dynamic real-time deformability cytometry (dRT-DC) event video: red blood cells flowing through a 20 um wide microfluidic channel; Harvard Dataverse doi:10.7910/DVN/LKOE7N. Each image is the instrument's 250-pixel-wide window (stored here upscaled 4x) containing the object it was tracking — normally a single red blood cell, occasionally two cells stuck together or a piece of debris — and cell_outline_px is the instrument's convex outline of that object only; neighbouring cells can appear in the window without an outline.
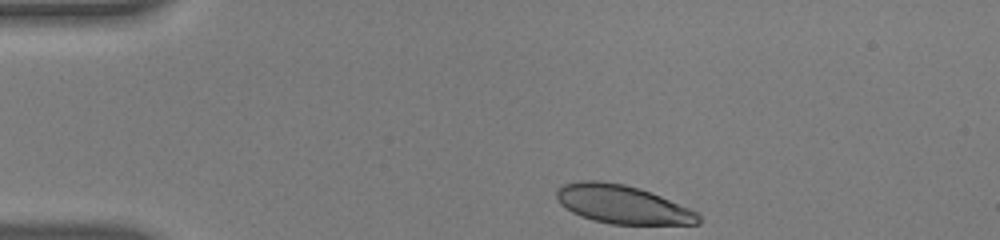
{"species": "human", "species_latin": "Homo sapiens", "temperature_condition": "warm", "stored_images_in_passage": 36, "camera_frame_rate_fps": 3000, "um_per_image_px": 0.085, "donor": {"sex": "male"}, "frame": {"image": 1, "passage_image": 1, "time_ms": 0.0, "image_size_px": [1000, 240], "cell_outline_px": [[700, 224], [612, 224], [592, 220], [580, 216], [572, 212], [560, 204], [556, 196], [556, 188], [564, 184], [580, 180], [596, 180], [624, 184], [640, 188], [660, 196], [688, 208], [696, 212], [700, 216]], "centroid_in_image_um": [52.86, 17.37], "position_along_channel_um": 32.1, "area_um2": 31.73}}
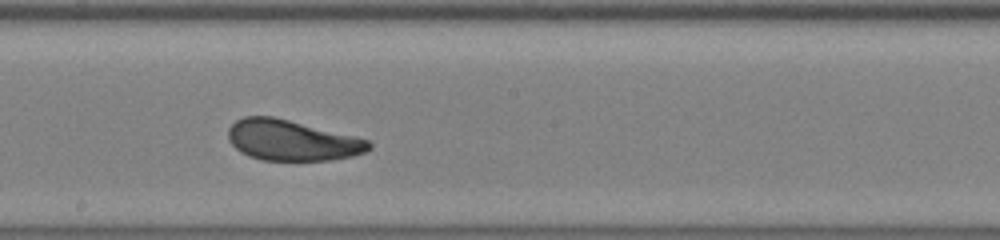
{"frame": {"image": 2, "passage_image": 21, "time_ms": 6.667, "image_size_px": [1000, 240], "cell_outline_px": [[372, 148], [364, 152], [352, 156], [332, 160], [260, 160], [248, 156], [240, 152], [228, 140], [228, 128], [236, 120], [244, 116], [272, 116], [368, 140], [372, 144]], "centroid_in_image_um": [24.76, 11.94], "position_along_channel_um": 223.4, "area_um2": 33.0}}
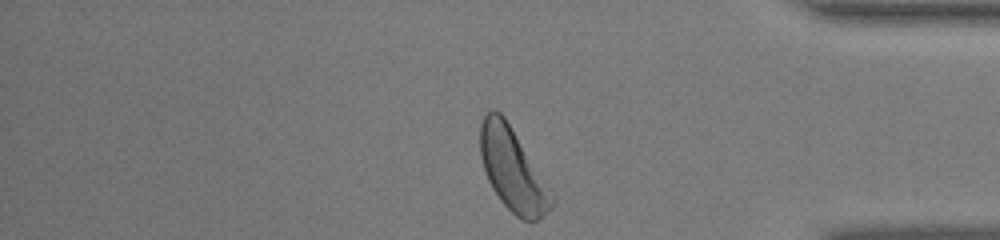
{"frame": {"image": 3, "passage_image": 36, "time_ms": 11.667, "image_size_px": [1000, 240], "cell_outline_px": [[556, 200], [552, 208], [536, 220], [524, 220], [516, 216], [500, 200], [492, 188], [488, 180], [480, 156], [480, 124], [484, 116], [492, 108], [500, 112], [504, 116], [556, 196]], "centroid_in_image_um": [43.59, 14.43], "position_along_channel_um": 391.6, "area_um2": 34.39}, "authors_computed_cell_mechanics": {"area_um2": 33.813, "velocity_mm_per_s": 3.7834, "shape_relaxation_time_tau1_ms": 2.7881, "shape_relaxation_time_tau2_ms": 0.9738, "deformation_change_tau1": 0.1444, "deformation_change_tau2": 0.0797}}